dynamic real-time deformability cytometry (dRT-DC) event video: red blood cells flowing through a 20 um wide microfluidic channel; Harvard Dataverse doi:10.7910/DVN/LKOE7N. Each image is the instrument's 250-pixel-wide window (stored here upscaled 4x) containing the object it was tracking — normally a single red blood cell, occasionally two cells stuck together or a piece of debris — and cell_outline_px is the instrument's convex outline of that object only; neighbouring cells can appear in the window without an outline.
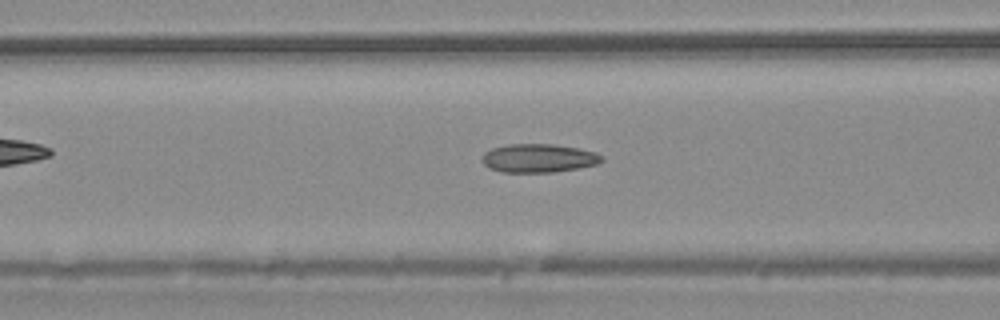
{"species": "common noctule bat (a hibernating species)", "species_latin": "Nyctalus noctula", "temperature_condition": "warm", "stored_images_in_passage": 53, "camera_frame_rate_fps": 3000, "um_per_image_px": 0.085, "animal": {"sex": "male", "body_mass_g": 20.4}, "frame": {"image": 1, "passage_image": 21, "time_ms": 6.667, "image_size_px": [1000, 320], "cell_outline_px": [[604, 160], [596, 164], [576, 168], [552, 172], [500, 172], [488, 168], [480, 160], [484, 152], [492, 148], [508, 144], [552, 144], [580, 148], [596, 152], [604, 156]], "centroid_in_image_um": [45.76, 13.44], "position_along_channel_um": 120.8, "area_um2": 20.06}}
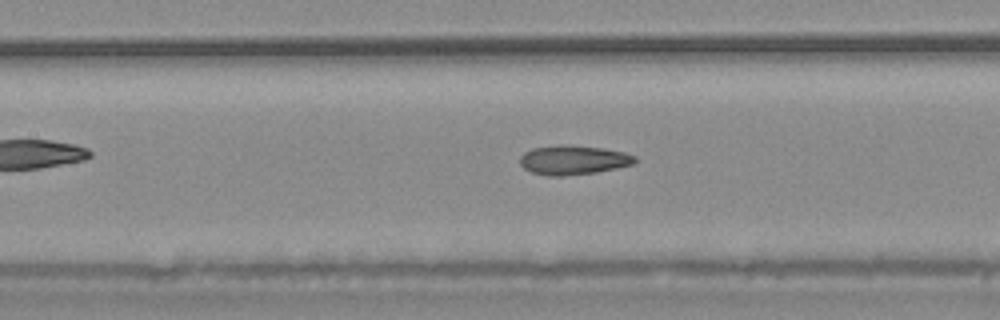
{"frame": {"image": 2, "passage_image": 24, "time_ms": 7.667, "image_size_px": [1000, 320], "cell_outline_px": [[636, 164], [596, 172], [560, 176], [548, 176], [532, 172], [524, 168], [520, 164], [520, 156], [524, 152], [532, 148], [556, 144], [568, 144], [604, 148], [624, 152], [636, 156]], "centroid_in_image_um": [48.73, 13.58], "position_along_channel_um": 158.7, "area_um2": 19.88}}
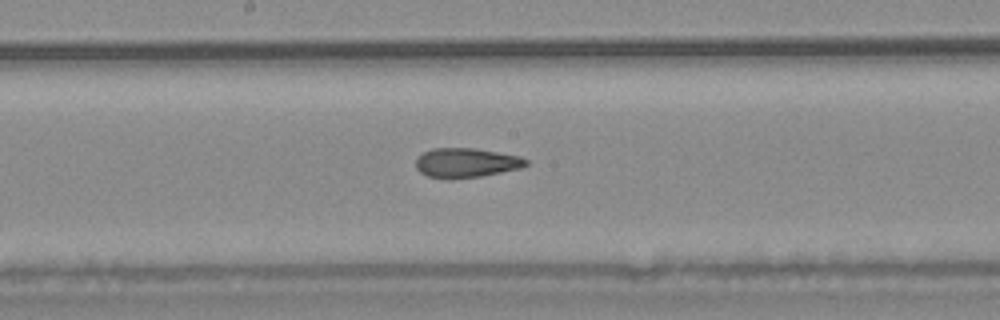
{"frame": {"image": 3, "passage_image": 28, "time_ms": 9.0, "image_size_px": [1000, 320], "cell_outline_px": [[528, 164], [520, 168], [480, 176], [452, 180], [444, 180], [428, 176], [420, 172], [416, 168], [416, 160], [424, 152], [432, 148], [476, 148], [520, 156], [528, 160]], "centroid_in_image_um": [39.6, 13.85], "position_along_channel_um": 208.6, "area_um2": 19.07}, "authors_computed_cell_mechanics": {"area_um2": 19.8832, "velocity_mm_per_s": 3.7626, "shape_relaxation_time_tau1_ms": null, "shape_relaxation_time_tau2_ms": 2.2274, "deformation_change_tau1": null, "deformation_change_tau2": 0.1125}}